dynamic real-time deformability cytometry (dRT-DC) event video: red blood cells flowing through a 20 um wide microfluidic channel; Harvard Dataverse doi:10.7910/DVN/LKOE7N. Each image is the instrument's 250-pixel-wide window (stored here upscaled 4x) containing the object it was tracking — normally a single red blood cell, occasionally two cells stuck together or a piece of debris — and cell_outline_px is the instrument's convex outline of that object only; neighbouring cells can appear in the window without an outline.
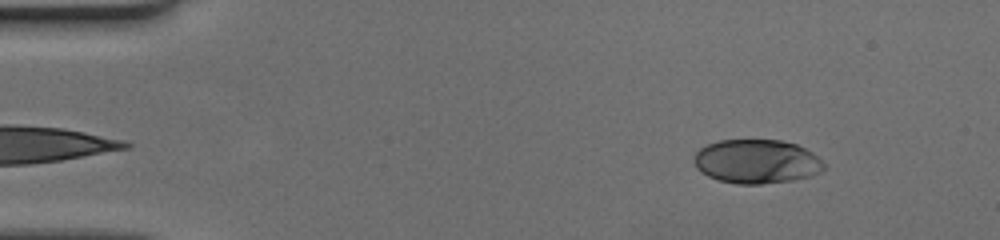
{"species": "human", "species_latin": "Homo sapiens", "temperature_condition": "cold", "stored_images_in_passage": 43, "camera_frame_rate_fps": 3000, "um_per_image_px": 0.085, "donor": {"sex": "female"}, "frame": {"image": 1, "passage_image": 4, "time_ms": 1.0, "image_size_px": [1000, 240], "cell_outline_px": [[824, 168], [820, 172], [808, 176], [792, 180], [760, 184], [736, 184], [720, 180], [708, 176], [700, 172], [696, 168], [692, 160], [696, 152], [700, 148], [708, 144], [720, 140], [780, 140], [796, 144], [812, 152], [824, 164]], "centroid_in_image_um": [64.27, 13.72], "position_along_channel_um": 20.7, "area_um2": 33.23}}
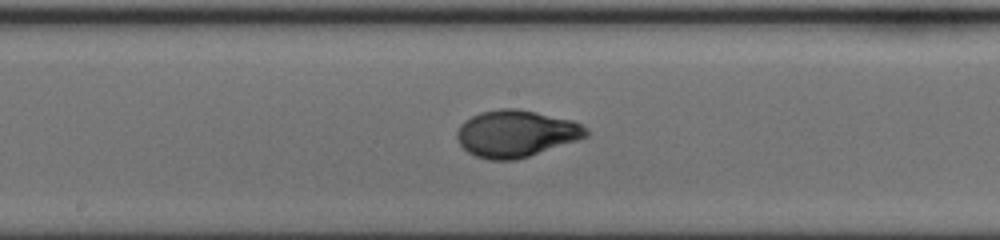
{"frame": {"image": 2, "passage_image": 25, "time_ms": 8.0, "image_size_px": [1000, 240], "cell_outline_px": [[588, 136], [528, 156], [512, 160], [492, 160], [476, 156], [468, 152], [460, 144], [456, 136], [456, 132], [460, 124], [464, 120], [480, 112], [500, 108], [516, 108], [536, 112], [572, 120], [588, 128]], "centroid_in_image_um": [43.83, 11.34], "position_along_channel_um": 204.4, "area_um2": 35.03}}
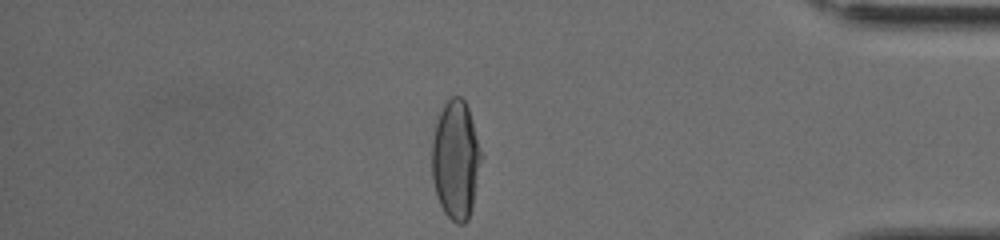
{"frame": {"image": 3, "passage_image": 42, "time_ms": 13.667, "image_size_px": [1000, 240], "cell_outline_px": [[480, 160], [472, 204], [468, 220], [464, 224], [456, 224], [444, 212], [440, 204], [436, 192], [432, 176], [432, 140], [436, 124], [440, 112], [444, 104], [452, 96], [460, 96], [464, 100], [468, 108], [480, 152]], "centroid_in_image_um": [38.7, 13.59], "position_along_channel_um": 396.5, "area_um2": 33.18}}